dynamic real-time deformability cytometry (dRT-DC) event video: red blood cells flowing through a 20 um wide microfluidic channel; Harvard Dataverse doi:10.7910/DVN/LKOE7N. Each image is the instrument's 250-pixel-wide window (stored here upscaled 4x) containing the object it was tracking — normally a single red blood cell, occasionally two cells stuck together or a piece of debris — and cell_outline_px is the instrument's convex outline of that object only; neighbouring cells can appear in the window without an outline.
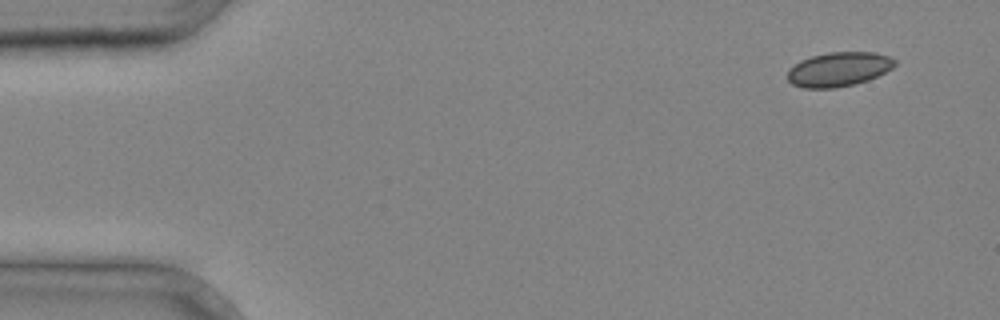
{"species": "common noctule bat (a hibernating species)", "species_latin": "Nyctalus noctula", "temperature_condition": "cold", "stored_images_in_passage": 4, "segment_of_instrument_passage": [1, 2], "camera_frame_rate_fps": 3000, "um_per_image_px": 0.085, "animal": {"sex": "male", "body_mass_g": 20.4}, "frame": {"image": 1, "passage_image": 1, "time_ms": 0.0, "image_size_px": [1000, 320], "cell_outline_px": [[896, 64], [892, 68], [868, 80], [856, 84], [832, 88], [804, 88], [792, 84], [788, 80], [788, 68], [800, 60], [812, 56], [828, 52], [876, 52], [888, 56], [896, 60]], "centroid_in_image_um": [71.27, 5.88], "position_along_channel_um": 13.7, "area_um2": 21.5}}